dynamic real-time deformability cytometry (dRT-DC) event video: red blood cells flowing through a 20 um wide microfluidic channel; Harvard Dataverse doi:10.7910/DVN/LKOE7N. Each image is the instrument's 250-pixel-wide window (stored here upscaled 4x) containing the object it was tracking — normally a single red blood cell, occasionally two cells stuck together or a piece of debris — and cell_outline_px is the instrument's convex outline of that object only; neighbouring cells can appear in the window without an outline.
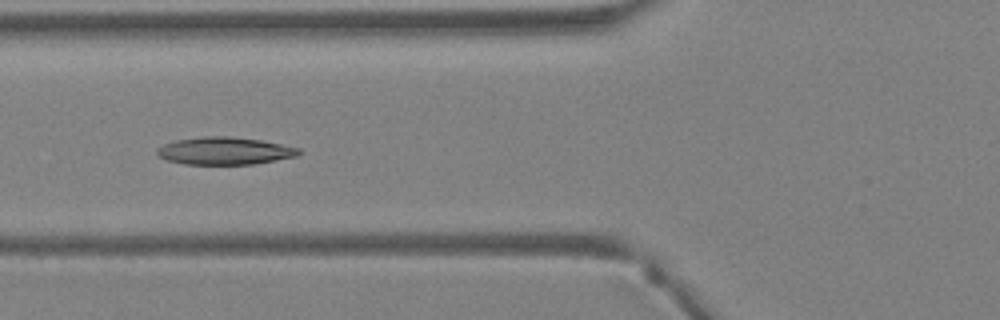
{"species": "Egyptian fruit bat (a non-hibernating species)", "species_latin": "Rousettus aegyptiacus", "temperature_condition": "warm", "stored_images_in_passage": 42, "camera_frame_rate_fps": 3000, "um_per_image_px": 0.085, "animal": {"sex": "female"}, "frame": {"image": 1, "passage_image": 17, "time_ms": 5.333, "image_size_px": [1000, 320], "cell_outline_px": [[300, 152], [296, 156], [276, 160], [252, 164], [184, 164], [168, 160], [160, 156], [156, 152], [164, 144], [176, 140], [204, 136], [228, 136], [260, 140], [300, 148]], "centroid_in_image_um": [19.1, 12.82], "position_along_channel_um": 106.7, "area_um2": 22.37}}
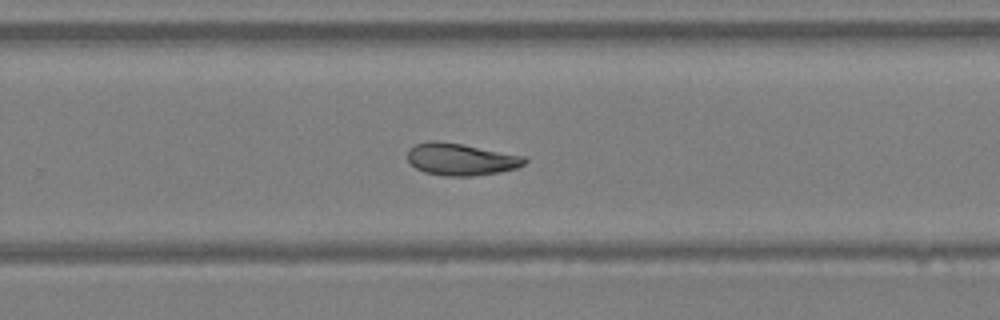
{"frame": {"image": 2, "passage_image": 28, "time_ms": 9.0, "image_size_px": [1000, 320], "cell_outline_px": [[528, 160], [524, 164], [516, 168], [500, 172], [472, 176], [444, 176], [424, 172], [416, 168], [408, 160], [408, 148], [416, 144], [428, 140], [432, 140], [464, 144], [524, 156]], "centroid_in_image_um": [39.17, 13.53], "position_along_channel_um": 290.6, "area_um2": 21.96}}
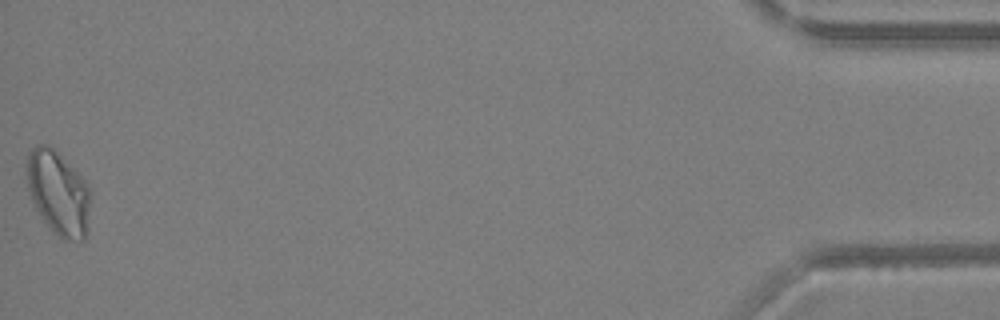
{"frame": {"image": 3, "passage_image": 42, "time_ms": 13.667, "image_size_px": [1000, 320], "cell_outline_px": [[88, 232], [84, 240], [64, 240], [52, 232], [36, 208], [32, 200], [28, 188], [24, 164], [28, 152], [36, 144], [48, 144], [88, 184]], "centroid_in_image_um": [4.9, 16.4], "position_along_channel_um": 430.3, "area_um2": 30.98}}